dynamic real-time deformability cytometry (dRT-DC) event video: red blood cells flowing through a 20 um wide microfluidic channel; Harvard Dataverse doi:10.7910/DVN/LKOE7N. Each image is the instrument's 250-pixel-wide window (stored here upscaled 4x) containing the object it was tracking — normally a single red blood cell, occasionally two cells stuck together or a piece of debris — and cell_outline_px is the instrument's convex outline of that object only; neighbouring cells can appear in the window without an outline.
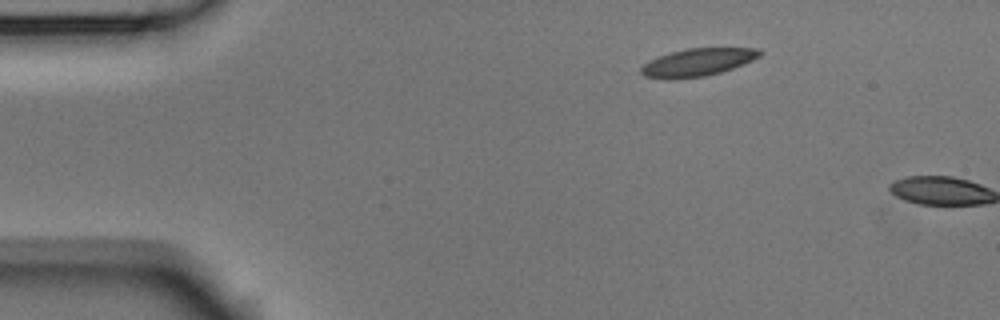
{"species": "Egyptian fruit bat (a non-hibernating species)", "species_latin": "Rousettus aegyptiacus", "temperature_condition": "room temperature", "stored_images_in_passage": 2, "camera_frame_rate_fps": 3000, "um_per_image_px": 0.085, "animal": {"sex": "male"}, "frame": {"image": 1, "passage_image": 1, "time_ms": 0.0, "image_size_px": [1000, 320], "cell_outline_px": [[764, 52], [760, 56], [752, 60], [732, 68], [720, 72], [704, 76], [676, 80], [668, 80], [644, 76], [640, 72], [640, 68], [648, 60], [672, 52], [688, 48], [756, 48]], "centroid_in_image_um": [59.26, 5.31], "position_along_channel_um": 25.7, "area_um2": 19.19}}